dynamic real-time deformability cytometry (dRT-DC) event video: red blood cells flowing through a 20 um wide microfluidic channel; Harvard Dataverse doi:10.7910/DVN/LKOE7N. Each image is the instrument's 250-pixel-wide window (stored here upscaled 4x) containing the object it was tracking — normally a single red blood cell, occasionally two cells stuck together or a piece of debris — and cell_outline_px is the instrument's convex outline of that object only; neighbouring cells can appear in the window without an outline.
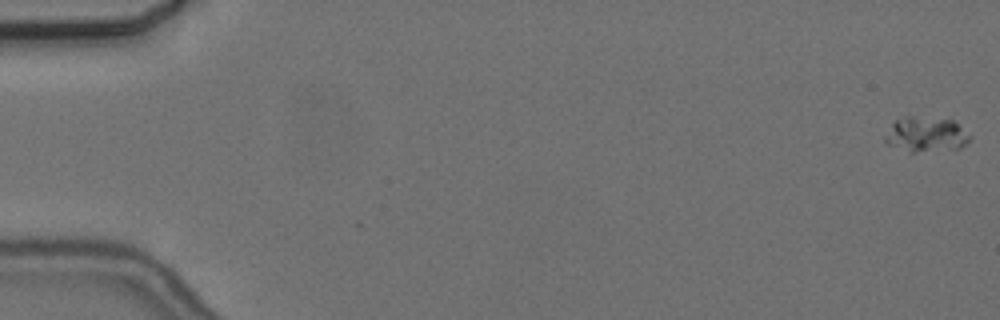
{"species": "common noctule bat (a hibernating species)", "species_latin": "Nyctalus noctula", "temperature_condition": "cold", "stored_images_in_passage": 16, "camera_frame_rate_fps": 3000, "um_per_image_px": 0.085, "animal": {"sex": "female", "body_mass_g": 24.6, "forearm_length_mm": 56.2}, "frame": {"image": 1, "passage_image": 1, "time_ms": 0.0, "image_size_px": [1000, 320], "cell_outline_px": [[972, 136], [960, 148], [912, 152], [908, 152], [884, 144], [884, 140], [892, 124], [896, 120], [908, 116], [912, 116], [952, 120], [960, 124]], "centroid_in_image_um": [78.71, 11.43], "position_along_channel_um": 6.3, "area_um2": 17.22}}
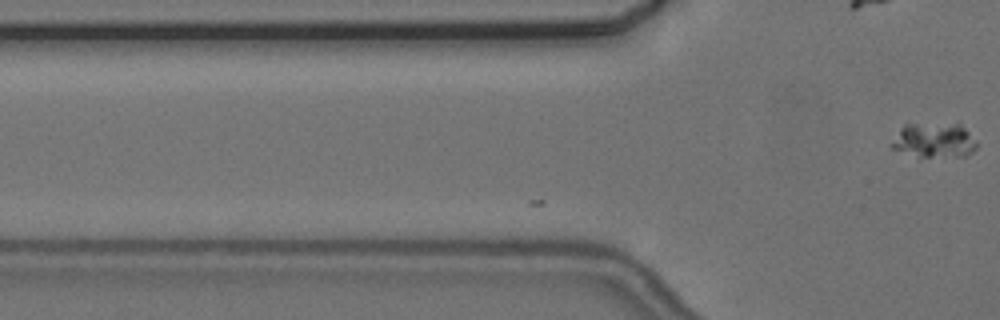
{"frame": {"image": 2, "passage_image": 16, "time_ms": 5.0, "image_size_px": [1000, 320], "cell_outline_px": [[976, 148], [972, 152], [964, 156], [920, 156], [892, 148], [888, 144], [900, 128], [904, 124], [960, 120], [976, 144]], "centroid_in_image_um": [79.4, 11.84], "position_along_channel_um": 46.4, "area_um2": 17.74}}